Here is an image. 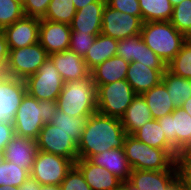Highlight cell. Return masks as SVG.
I'll list each match as a JSON object with an SVG mask.
<instances>
[{"mask_svg":"<svg viewBox=\"0 0 191 190\" xmlns=\"http://www.w3.org/2000/svg\"><path fill=\"white\" fill-rule=\"evenodd\" d=\"M126 136L120 119L95 112L88 117L77 144L78 159H89L104 151L124 148Z\"/></svg>","mask_w":191,"mask_h":190,"instance_id":"cell-1","label":"cell"},{"mask_svg":"<svg viewBox=\"0 0 191 190\" xmlns=\"http://www.w3.org/2000/svg\"><path fill=\"white\" fill-rule=\"evenodd\" d=\"M96 93L91 75L83 80L65 82L55 106L70 116H91L97 112Z\"/></svg>","mask_w":191,"mask_h":190,"instance_id":"cell-2","label":"cell"},{"mask_svg":"<svg viewBox=\"0 0 191 190\" xmlns=\"http://www.w3.org/2000/svg\"><path fill=\"white\" fill-rule=\"evenodd\" d=\"M146 46L167 65L187 38L170 21L143 22L140 32Z\"/></svg>","mask_w":191,"mask_h":190,"instance_id":"cell-3","label":"cell"},{"mask_svg":"<svg viewBox=\"0 0 191 190\" xmlns=\"http://www.w3.org/2000/svg\"><path fill=\"white\" fill-rule=\"evenodd\" d=\"M124 150L132 170H177L176 160L166 150L153 148L133 135L127 134Z\"/></svg>","mask_w":191,"mask_h":190,"instance_id":"cell-4","label":"cell"},{"mask_svg":"<svg viewBox=\"0 0 191 190\" xmlns=\"http://www.w3.org/2000/svg\"><path fill=\"white\" fill-rule=\"evenodd\" d=\"M53 106L26 93L13 119L15 135L36 140L45 123L50 122Z\"/></svg>","mask_w":191,"mask_h":190,"instance_id":"cell-5","label":"cell"},{"mask_svg":"<svg viewBox=\"0 0 191 190\" xmlns=\"http://www.w3.org/2000/svg\"><path fill=\"white\" fill-rule=\"evenodd\" d=\"M97 112L120 119L136 96L126 79L96 86Z\"/></svg>","mask_w":191,"mask_h":190,"instance_id":"cell-6","label":"cell"},{"mask_svg":"<svg viewBox=\"0 0 191 190\" xmlns=\"http://www.w3.org/2000/svg\"><path fill=\"white\" fill-rule=\"evenodd\" d=\"M25 83L30 96L55 105L65 82L52 60L48 58L34 75L25 80Z\"/></svg>","mask_w":191,"mask_h":190,"instance_id":"cell-7","label":"cell"},{"mask_svg":"<svg viewBox=\"0 0 191 190\" xmlns=\"http://www.w3.org/2000/svg\"><path fill=\"white\" fill-rule=\"evenodd\" d=\"M48 58L49 54L39 42L23 48L9 49L6 75L26 80L34 75Z\"/></svg>","mask_w":191,"mask_h":190,"instance_id":"cell-8","label":"cell"},{"mask_svg":"<svg viewBox=\"0 0 191 190\" xmlns=\"http://www.w3.org/2000/svg\"><path fill=\"white\" fill-rule=\"evenodd\" d=\"M74 164L71 159L38 150L30 177L40 185H60Z\"/></svg>","mask_w":191,"mask_h":190,"instance_id":"cell-9","label":"cell"},{"mask_svg":"<svg viewBox=\"0 0 191 190\" xmlns=\"http://www.w3.org/2000/svg\"><path fill=\"white\" fill-rule=\"evenodd\" d=\"M39 151L52 153L68 159L74 163L78 159V145L68 135L51 122L45 123L36 139Z\"/></svg>","mask_w":191,"mask_h":190,"instance_id":"cell-10","label":"cell"},{"mask_svg":"<svg viewBox=\"0 0 191 190\" xmlns=\"http://www.w3.org/2000/svg\"><path fill=\"white\" fill-rule=\"evenodd\" d=\"M142 16L120 12L106 4L103 10L101 33L120 40L137 36L142 30Z\"/></svg>","mask_w":191,"mask_h":190,"instance_id":"cell-11","label":"cell"},{"mask_svg":"<svg viewBox=\"0 0 191 190\" xmlns=\"http://www.w3.org/2000/svg\"><path fill=\"white\" fill-rule=\"evenodd\" d=\"M157 120L166 140L180 154L191 145V116L181 107Z\"/></svg>","mask_w":191,"mask_h":190,"instance_id":"cell-12","label":"cell"},{"mask_svg":"<svg viewBox=\"0 0 191 190\" xmlns=\"http://www.w3.org/2000/svg\"><path fill=\"white\" fill-rule=\"evenodd\" d=\"M27 93L25 80L0 77V121L13 122L22 98Z\"/></svg>","mask_w":191,"mask_h":190,"instance_id":"cell-13","label":"cell"},{"mask_svg":"<svg viewBox=\"0 0 191 190\" xmlns=\"http://www.w3.org/2000/svg\"><path fill=\"white\" fill-rule=\"evenodd\" d=\"M40 19L24 16L3 29L9 49H18L39 42Z\"/></svg>","mask_w":191,"mask_h":190,"instance_id":"cell-14","label":"cell"},{"mask_svg":"<svg viewBox=\"0 0 191 190\" xmlns=\"http://www.w3.org/2000/svg\"><path fill=\"white\" fill-rule=\"evenodd\" d=\"M70 34L69 24L40 19L39 43L49 55L68 50Z\"/></svg>","mask_w":191,"mask_h":190,"instance_id":"cell-15","label":"cell"},{"mask_svg":"<svg viewBox=\"0 0 191 190\" xmlns=\"http://www.w3.org/2000/svg\"><path fill=\"white\" fill-rule=\"evenodd\" d=\"M37 152L36 140L14 135L6 145L3 155L5 161H10L30 173Z\"/></svg>","mask_w":191,"mask_h":190,"instance_id":"cell-16","label":"cell"},{"mask_svg":"<svg viewBox=\"0 0 191 190\" xmlns=\"http://www.w3.org/2000/svg\"><path fill=\"white\" fill-rule=\"evenodd\" d=\"M64 82L83 80L90 76L85 60L71 50L49 55Z\"/></svg>","mask_w":191,"mask_h":190,"instance_id":"cell-17","label":"cell"},{"mask_svg":"<svg viewBox=\"0 0 191 190\" xmlns=\"http://www.w3.org/2000/svg\"><path fill=\"white\" fill-rule=\"evenodd\" d=\"M106 4L107 1H96L77 10L70 24L71 30L99 35L101 33L103 10Z\"/></svg>","mask_w":191,"mask_h":190,"instance_id":"cell-18","label":"cell"},{"mask_svg":"<svg viewBox=\"0 0 191 190\" xmlns=\"http://www.w3.org/2000/svg\"><path fill=\"white\" fill-rule=\"evenodd\" d=\"M166 69L150 68L140 62L129 63L126 80L136 95H142L162 81Z\"/></svg>","mask_w":191,"mask_h":190,"instance_id":"cell-19","label":"cell"},{"mask_svg":"<svg viewBox=\"0 0 191 190\" xmlns=\"http://www.w3.org/2000/svg\"><path fill=\"white\" fill-rule=\"evenodd\" d=\"M94 165L105 168L118 179L128 181L132 168L126 158L124 148H115L96 155L88 159Z\"/></svg>","mask_w":191,"mask_h":190,"instance_id":"cell-20","label":"cell"},{"mask_svg":"<svg viewBox=\"0 0 191 190\" xmlns=\"http://www.w3.org/2000/svg\"><path fill=\"white\" fill-rule=\"evenodd\" d=\"M75 165L81 170L86 183L92 190H114L122 183L105 168L94 165L88 159H77Z\"/></svg>","mask_w":191,"mask_h":190,"instance_id":"cell-21","label":"cell"},{"mask_svg":"<svg viewBox=\"0 0 191 190\" xmlns=\"http://www.w3.org/2000/svg\"><path fill=\"white\" fill-rule=\"evenodd\" d=\"M177 177V170H132L128 181L139 190H166Z\"/></svg>","mask_w":191,"mask_h":190,"instance_id":"cell-22","label":"cell"},{"mask_svg":"<svg viewBox=\"0 0 191 190\" xmlns=\"http://www.w3.org/2000/svg\"><path fill=\"white\" fill-rule=\"evenodd\" d=\"M129 63L122 57L114 56L90 71L94 84L104 85L126 79Z\"/></svg>","mask_w":191,"mask_h":190,"instance_id":"cell-23","label":"cell"},{"mask_svg":"<svg viewBox=\"0 0 191 190\" xmlns=\"http://www.w3.org/2000/svg\"><path fill=\"white\" fill-rule=\"evenodd\" d=\"M151 111L142 95H136L120 118L121 124L128 135H133L145 123L152 120Z\"/></svg>","mask_w":191,"mask_h":190,"instance_id":"cell-24","label":"cell"},{"mask_svg":"<svg viewBox=\"0 0 191 190\" xmlns=\"http://www.w3.org/2000/svg\"><path fill=\"white\" fill-rule=\"evenodd\" d=\"M133 136L153 148L166 150L175 160L180 156V153L166 140L157 119H152L145 123Z\"/></svg>","mask_w":191,"mask_h":190,"instance_id":"cell-25","label":"cell"},{"mask_svg":"<svg viewBox=\"0 0 191 190\" xmlns=\"http://www.w3.org/2000/svg\"><path fill=\"white\" fill-rule=\"evenodd\" d=\"M118 40L102 33L96 36L95 41L88 49L85 57L88 69L91 71L105 60L116 56Z\"/></svg>","mask_w":191,"mask_h":190,"instance_id":"cell-26","label":"cell"},{"mask_svg":"<svg viewBox=\"0 0 191 190\" xmlns=\"http://www.w3.org/2000/svg\"><path fill=\"white\" fill-rule=\"evenodd\" d=\"M142 96L146 100L153 119L167 116L176 109L171 101L167 88L162 81L143 93Z\"/></svg>","mask_w":191,"mask_h":190,"instance_id":"cell-27","label":"cell"},{"mask_svg":"<svg viewBox=\"0 0 191 190\" xmlns=\"http://www.w3.org/2000/svg\"><path fill=\"white\" fill-rule=\"evenodd\" d=\"M89 116H70L67 113L60 111L55 105L52 108L50 122L59 127V129L68 133L70 137L78 144L86 122Z\"/></svg>","mask_w":191,"mask_h":190,"instance_id":"cell-28","label":"cell"},{"mask_svg":"<svg viewBox=\"0 0 191 190\" xmlns=\"http://www.w3.org/2000/svg\"><path fill=\"white\" fill-rule=\"evenodd\" d=\"M162 82L165 84L175 108H180L191 97V79L180 77L166 69Z\"/></svg>","mask_w":191,"mask_h":190,"instance_id":"cell-29","label":"cell"},{"mask_svg":"<svg viewBox=\"0 0 191 190\" xmlns=\"http://www.w3.org/2000/svg\"><path fill=\"white\" fill-rule=\"evenodd\" d=\"M143 22L170 21L173 6L170 0H139Z\"/></svg>","mask_w":191,"mask_h":190,"instance_id":"cell-30","label":"cell"},{"mask_svg":"<svg viewBox=\"0 0 191 190\" xmlns=\"http://www.w3.org/2000/svg\"><path fill=\"white\" fill-rule=\"evenodd\" d=\"M76 12L72 0H51L42 19L70 25Z\"/></svg>","mask_w":191,"mask_h":190,"instance_id":"cell-31","label":"cell"},{"mask_svg":"<svg viewBox=\"0 0 191 190\" xmlns=\"http://www.w3.org/2000/svg\"><path fill=\"white\" fill-rule=\"evenodd\" d=\"M167 69L175 75L191 79V38L183 43L180 51L167 64Z\"/></svg>","mask_w":191,"mask_h":190,"instance_id":"cell-32","label":"cell"},{"mask_svg":"<svg viewBox=\"0 0 191 190\" xmlns=\"http://www.w3.org/2000/svg\"><path fill=\"white\" fill-rule=\"evenodd\" d=\"M29 177L26 169H20L10 161L4 160L0 165V186L21 187Z\"/></svg>","mask_w":191,"mask_h":190,"instance_id":"cell-33","label":"cell"},{"mask_svg":"<svg viewBox=\"0 0 191 190\" xmlns=\"http://www.w3.org/2000/svg\"><path fill=\"white\" fill-rule=\"evenodd\" d=\"M170 22L187 39L191 38V0H183L173 8Z\"/></svg>","mask_w":191,"mask_h":190,"instance_id":"cell-34","label":"cell"},{"mask_svg":"<svg viewBox=\"0 0 191 190\" xmlns=\"http://www.w3.org/2000/svg\"><path fill=\"white\" fill-rule=\"evenodd\" d=\"M23 5L15 0H0V30L24 17Z\"/></svg>","mask_w":191,"mask_h":190,"instance_id":"cell-35","label":"cell"},{"mask_svg":"<svg viewBox=\"0 0 191 190\" xmlns=\"http://www.w3.org/2000/svg\"><path fill=\"white\" fill-rule=\"evenodd\" d=\"M141 40L142 37L140 34L118 40L116 56L122 57L128 63L135 62L138 52V43Z\"/></svg>","mask_w":191,"mask_h":190,"instance_id":"cell-36","label":"cell"},{"mask_svg":"<svg viewBox=\"0 0 191 190\" xmlns=\"http://www.w3.org/2000/svg\"><path fill=\"white\" fill-rule=\"evenodd\" d=\"M97 35L81 33L71 30L69 50L84 58L88 49L95 41Z\"/></svg>","mask_w":191,"mask_h":190,"instance_id":"cell-37","label":"cell"},{"mask_svg":"<svg viewBox=\"0 0 191 190\" xmlns=\"http://www.w3.org/2000/svg\"><path fill=\"white\" fill-rule=\"evenodd\" d=\"M61 190H92L86 183L81 170L74 164L59 185Z\"/></svg>","mask_w":191,"mask_h":190,"instance_id":"cell-38","label":"cell"},{"mask_svg":"<svg viewBox=\"0 0 191 190\" xmlns=\"http://www.w3.org/2000/svg\"><path fill=\"white\" fill-rule=\"evenodd\" d=\"M135 62H140L154 69H167V65L164 61L149 49L143 40L138 43V52Z\"/></svg>","mask_w":191,"mask_h":190,"instance_id":"cell-39","label":"cell"},{"mask_svg":"<svg viewBox=\"0 0 191 190\" xmlns=\"http://www.w3.org/2000/svg\"><path fill=\"white\" fill-rule=\"evenodd\" d=\"M51 0H24L23 12L27 17L43 18Z\"/></svg>","mask_w":191,"mask_h":190,"instance_id":"cell-40","label":"cell"},{"mask_svg":"<svg viewBox=\"0 0 191 190\" xmlns=\"http://www.w3.org/2000/svg\"><path fill=\"white\" fill-rule=\"evenodd\" d=\"M107 4L120 12L128 13L133 16H142L139 0H106Z\"/></svg>","mask_w":191,"mask_h":190,"instance_id":"cell-41","label":"cell"},{"mask_svg":"<svg viewBox=\"0 0 191 190\" xmlns=\"http://www.w3.org/2000/svg\"><path fill=\"white\" fill-rule=\"evenodd\" d=\"M15 135L13 122L0 121V152L3 153L6 145Z\"/></svg>","mask_w":191,"mask_h":190,"instance_id":"cell-42","label":"cell"},{"mask_svg":"<svg viewBox=\"0 0 191 190\" xmlns=\"http://www.w3.org/2000/svg\"><path fill=\"white\" fill-rule=\"evenodd\" d=\"M9 48L3 30H0V77L6 75Z\"/></svg>","mask_w":191,"mask_h":190,"instance_id":"cell-43","label":"cell"},{"mask_svg":"<svg viewBox=\"0 0 191 190\" xmlns=\"http://www.w3.org/2000/svg\"><path fill=\"white\" fill-rule=\"evenodd\" d=\"M177 168H191V145L188 146L176 160Z\"/></svg>","mask_w":191,"mask_h":190,"instance_id":"cell-44","label":"cell"},{"mask_svg":"<svg viewBox=\"0 0 191 190\" xmlns=\"http://www.w3.org/2000/svg\"><path fill=\"white\" fill-rule=\"evenodd\" d=\"M178 177L182 180L185 190H191V168H177Z\"/></svg>","mask_w":191,"mask_h":190,"instance_id":"cell-45","label":"cell"},{"mask_svg":"<svg viewBox=\"0 0 191 190\" xmlns=\"http://www.w3.org/2000/svg\"><path fill=\"white\" fill-rule=\"evenodd\" d=\"M20 190H41V185L32 177H29L20 187Z\"/></svg>","mask_w":191,"mask_h":190,"instance_id":"cell-46","label":"cell"},{"mask_svg":"<svg viewBox=\"0 0 191 190\" xmlns=\"http://www.w3.org/2000/svg\"><path fill=\"white\" fill-rule=\"evenodd\" d=\"M166 190H185V186L182 180L177 177L168 187Z\"/></svg>","mask_w":191,"mask_h":190,"instance_id":"cell-47","label":"cell"},{"mask_svg":"<svg viewBox=\"0 0 191 190\" xmlns=\"http://www.w3.org/2000/svg\"><path fill=\"white\" fill-rule=\"evenodd\" d=\"M72 1L75 5L76 10H79V9L85 7L89 3H93L96 1H106V0H72Z\"/></svg>","mask_w":191,"mask_h":190,"instance_id":"cell-48","label":"cell"},{"mask_svg":"<svg viewBox=\"0 0 191 190\" xmlns=\"http://www.w3.org/2000/svg\"><path fill=\"white\" fill-rule=\"evenodd\" d=\"M114 190H139V189L133 186L129 181H123L121 185Z\"/></svg>","mask_w":191,"mask_h":190,"instance_id":"cell-49","label":"cell"},{"mask_svg":"<svg viewBox=\"0 0 191 190\" xmlns=\"http://www.w3.org/2000/svg\"><path fill=\"white\" fill-rule=\"evenodd\" d=\"M181 108L191 116V97L182 104Z\"/></svg>","mask_w":191,"mask_h":190,"instance_id":"cell-50","label":"cell"},{"mask_svg":"<svg viewBox=\"0 0 191 190\" xmlns=\"http://www.w3.org/2000/svg\"><path fill=\"white\" fill-rule=\"evenodd\" d=\"M41 190H61L59 185H41Z\"/></svg>","mask_w":191,"mask_h":190,"instance_id":"cell-51","label":"cell"},{"mask_svg":"<svg viewBox=\"0 0 191 190\" xmlns=\"http://www.w3.org/2000/svg\"><path fill=\"white\" fill-rule=\"evenodd\" d=\"M0 190H20V187L0 186Z\"/></svg>","mask_w":191,"mask_h":190,"instance_id":"cell-52","label":"cell"},{"mask_svg":"<svg viewBox=\"0 0 191 190\" xmlns=\"http://www.w3.org/2000/svg\"><path fill=\"white\" fill-rule=\"evenodd\" d=\"M183 0H170V3L173 7L177 6L179 3H181Z\"/></svg>","mask_w":191,"mask_h":190,"instance_id":"cell-53","label":"cell"},{"mask_svg":"<svg viewBox=\"0 0 191 190\" xmlns=\"http://www.w3.org/2000/svg\"><path fill=\"white\" fill-rule=\"evenodd\" d=\"M4 155L0 152V165L4 162Z\"/></svg>","mask_w":191,"mask_h":190,"instance_id":"cell-54","label":"cell"},{"mask_svg":"<svg viewBox=\"0 0 191 190\" xmlns=\"http://www.w3.org/2000/svg\"><path fill=\"white\" fill-rule=\"evenodd\" d=\"M15 1H17V2H19V3H21L23 5L24 0H15Z\"/></svg>","mask_w":191,"mask_h":190,"instance_id":"cell-55","label":"cell"}]
</instances>
